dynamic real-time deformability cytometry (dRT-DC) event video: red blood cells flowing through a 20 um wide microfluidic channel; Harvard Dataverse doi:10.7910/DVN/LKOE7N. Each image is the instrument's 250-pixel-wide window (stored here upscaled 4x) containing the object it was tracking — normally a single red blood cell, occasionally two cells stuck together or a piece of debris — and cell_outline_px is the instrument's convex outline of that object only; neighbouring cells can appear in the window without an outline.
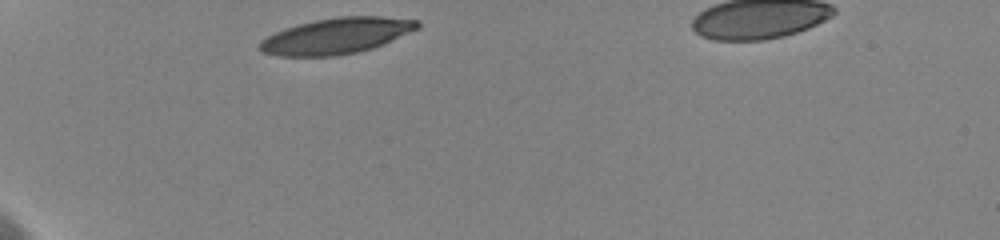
{"species": "human", "species_latin": "Homo sapiens", "temperature_condition": "cold", "stored_images_in_passage": 43, "camera_frame_rate_fps": 3000, "um_per_image_px": 0.085, "donor": {"sex": "female"}, "frame": {"image": 1, "passage_image": 1, "time_ms": 0.0, "image_size_px": [1000, 240], "cell_outline_px": [[420, 28], [372, 48], [360, 52], [336, 56], [280, 56], [260, 52], [256, 48], [260, 40], [276, 32], [300, 24], [316, 20], [340, 16], [380, 16], [420, 20]], "centroid_in_image_um": [28.59, 3.06], "position_along_channel_um": 56.4, "area_um2": 33.0}}
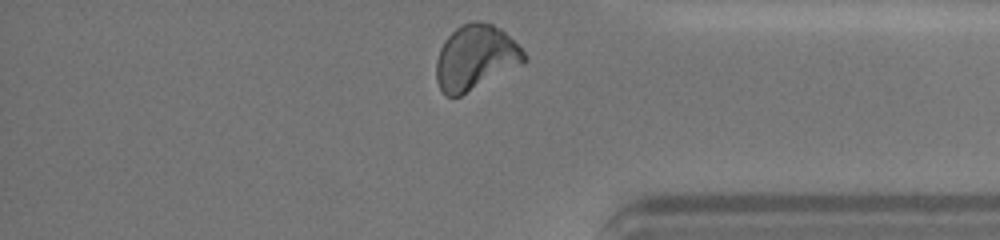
{"frame": {"image": 2, "passage_image": 42, "time_ms": 10.333, "image_size_px": [1000, 240], "cell_outline_px": [[528, 60], [524, 64], [460, 96], [444, 96], [436, 80], [436, 60], [440, 48], [444, 40], [456, 28], [472, 20], [480, 20], [492, 24], [500, 28], [528, 56]], "centroid_in_image_um": [40.42, 4.89], "position_along_channel_um": 394.8, "area_um2": 33.35}, "authors_computed_cell_mechanics": {"area_um2": 32.946, "velocity_mm_per_s": 3.5832, "shape_relaxation_time_tau1_ms": 5.2181, "shape_relaxation_time_tau2_ms": 3.7111, "deformation_change_tau1": 0.1488, "deformation_change_tau2": 0.0978}}